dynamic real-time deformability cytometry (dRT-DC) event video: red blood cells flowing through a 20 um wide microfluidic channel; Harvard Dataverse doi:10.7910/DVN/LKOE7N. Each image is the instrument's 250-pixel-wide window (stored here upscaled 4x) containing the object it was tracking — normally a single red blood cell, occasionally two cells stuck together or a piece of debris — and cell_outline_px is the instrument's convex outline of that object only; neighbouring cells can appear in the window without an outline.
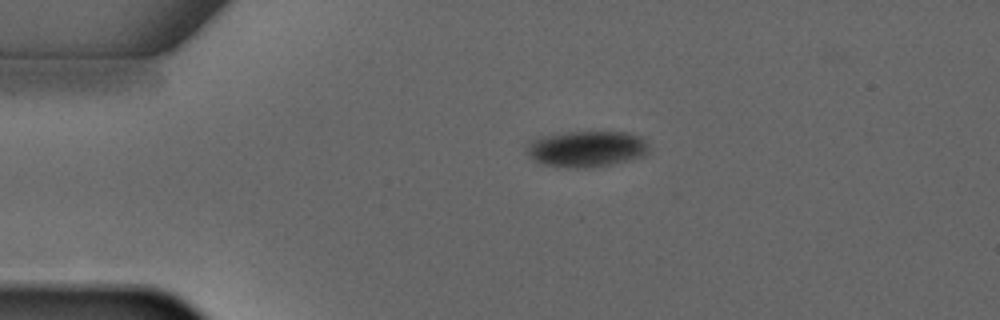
{"species": "common noctule bat (a hibernating species)", "species_latin": "Nyctalus noctula", "temperature_condition": "warm", "stored_images_in_passage": 1, "camera_frame_rate_fps": 3000, "um_per_image_px": 0.085, "animal": {"sex": "male", "forearm_length_mm": 52.5}, "frame": {"image": 1, "passage_image": 1, "time_ms": 0.0, "image_size_px": [1000, 320], "cell_outline_px": [[648, 152], [644, 156], [612, 164], [592, 168], [568, 168], [544, 164], [536, 160], [528, 152], [528, 140], [540, 136], [564, 132], [628, 132], [640, 136], [648, 144]], "centroid_in_image_um": [49.88, 12.65], "position_along_channel_um": 35.1, "area_um2": 25.78}}